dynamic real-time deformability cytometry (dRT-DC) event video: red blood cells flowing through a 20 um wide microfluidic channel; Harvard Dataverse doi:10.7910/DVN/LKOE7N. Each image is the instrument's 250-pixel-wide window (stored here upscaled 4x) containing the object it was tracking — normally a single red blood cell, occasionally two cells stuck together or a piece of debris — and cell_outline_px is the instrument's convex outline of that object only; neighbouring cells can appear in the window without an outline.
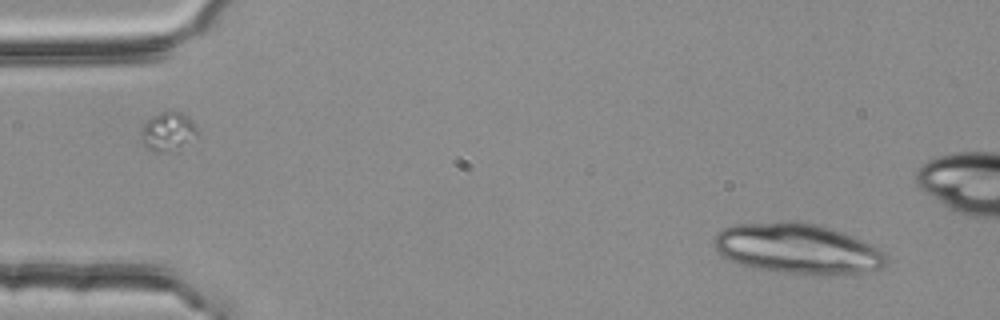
{"species": "common noctule bat (a hibernating species)", "species_latin": "Nyctalus noctula", "temperature_condition": "room temperature", "stored_images_in_passage": 2, "segment_of_instrument_passage": [2, 2], "camera_frame_rate_fps": 3000, "um_per_image_px": 0.085, "animal": {"sex": "female", "body_mass_g": 25.1}, "frame": {"image": 1, "passage_image": 2, "time_ms": 0.333, "image_size_px": [1000, 320], "cell_outline_px": [[888, 260], [884, 268], [864, 272], [828, 276], [824, 276], [784, 272], [760, 268], [740, 264], [720, 256], [716, 252], [712, 244], [712, 240], [724, 228], [736, 224], [784, 220], [792, 220], [816, 224], [832, 228], [844, 232], [864, 240], [880, 248], [888, 256]], "centroid_in_image_um": [67.84, 21.13], "position_along_channel_um": 17.2, "area_um2": 51.38}}